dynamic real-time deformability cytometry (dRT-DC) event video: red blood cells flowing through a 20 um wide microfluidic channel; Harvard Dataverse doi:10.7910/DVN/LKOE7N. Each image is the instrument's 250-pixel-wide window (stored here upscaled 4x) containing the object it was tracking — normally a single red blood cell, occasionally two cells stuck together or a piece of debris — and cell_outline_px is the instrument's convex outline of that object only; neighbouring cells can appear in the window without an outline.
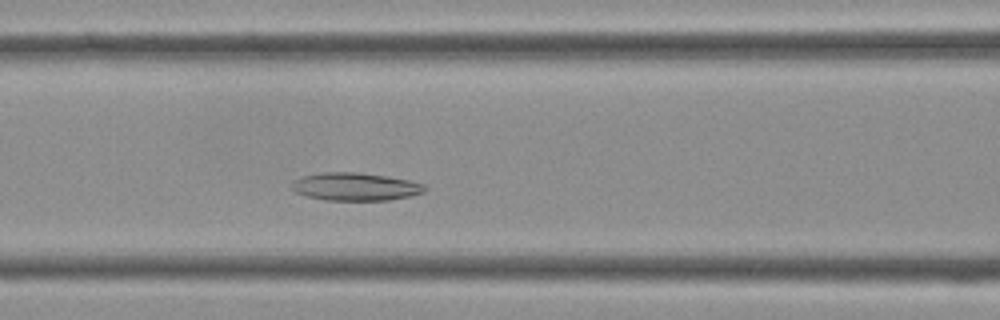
{"species": "Egyptian fruit bat (a non-hibernating species)", "species_latin": "Rousettus aegyptiacus", "temperature_condition": "cold", "stored_images_in_passage": 36, "camera_frame_rate_fps": 3000, "um_per_image_px": 0.085, "frame": {"image": 1, "passage_image": 12, "time_ms": 3.667, "image_size_px": [1000, 320], "cell_outline_px": [[428, 188], [424, 192], [408, 196], [388, 200], [324, 200], [308, 196], [296, 192], [288, 188], [292, 180], [304, 176], [320, 172], [360, 172], [388, 176], [408, 180], [424, 184]], "centroid_in_image_um": [30.17, 15.85], "position_along_channel_um": 136.4, "area_um2": 21.79}}
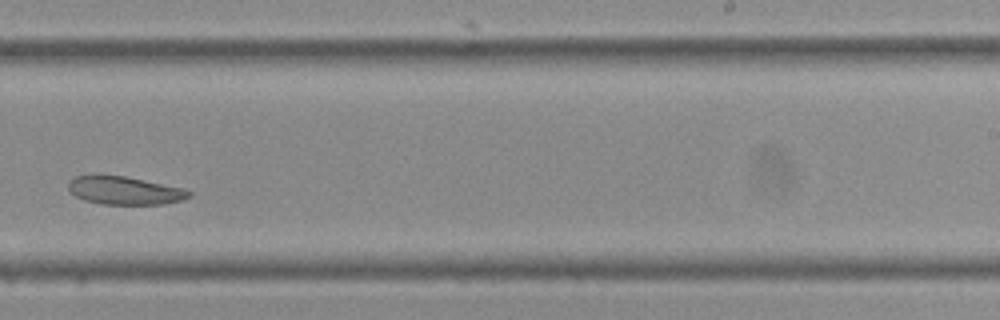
{"frame": {"image": 2, "passage_image": 21, "time_ms": 6.667, "image_size_px": [1000, 320], "cell_outline_px": [[192, 196], [184, 200], [164, 204], [104, 204], [84, 200], [76, 196], [68, 188], [68, 184], [76, 176], [124, 176], [184, 188], [192, 192]], "centroid_in_image_um": [10.67, 16.21], "position_along_channel_um": 278.3, "area_um2": 19.48}}
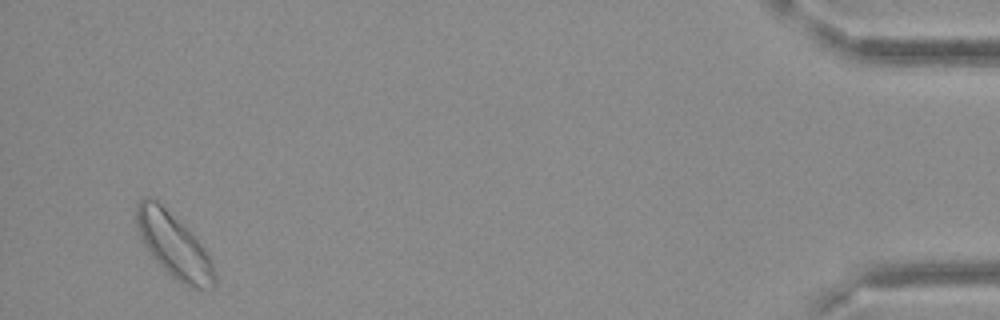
{"frame": {"image": 3, "passage_image": 35, "time_ms": 11.333, "image_size_px": [1000, 320], "cell_outline_px": [[216, 284], [212, 288], [188, 288], [176, 280], [152, 256], [144, 244], [136, 228], [136, 204], [140, 200], [148, 196], [152, 196], [212, 256], [216, 272]], "centroid_in_image_um": [14.8, 20.92], "position_along_channel_um": 420.4, "area_um2": 28.84}}